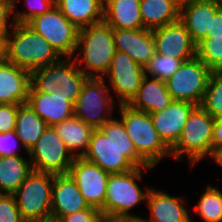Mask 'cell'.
Here are the masks:
<instances>
[{
	"label": "cell",
	"instance_id": "obj_1",
	"mask_svg": "<svg viewBox=\"0 0 222 222\" xmlns=\"http://www.w3.org/2000/svg\"><path fill=\"white\" fill-rule=\"evenodd\" d=\"M82 158L110 174L150 166L137 153L122 121L116 117L93 130L88 149Z\"/></svg>",
	"mask_w": 222,
	"mask_h": 222
},
{
	"label": "cell",
	"instance_id": "obj_2",
	"mask_svg": "<svg viewBox=\"0 0 222 222\" xmlns=\"http://www.w3.org/2000/svg\"><path fill=\"white\" fill-rule=\"evenodd\" d=\"M76 52L74 61L87 77L103 78L116 53L113 28L102 21L79 29Z\"/></svg>",
	"mask_w": 222,
	"mask_h": 222
},
{
	"label": "cell",
	"instance_id": "obj_3",
	"mask_svg": "<svg viewBox=\"0 0 222 222\" xmlns=\"http://www.w3.org/2000/svg\"><path fill=\"white\" fill-rule=\"evenodd\" d=\"M6 61L32 72L58 62L62 57L27 24L15 23L6 37Z\"/></svg>",
	"mask_w": 222,
	"mask_h": 222
},
{
	"label": "cell",
	"instance_id": "obj_4",
	"mask_svg": "<svg viewBox=\"0 0 222 222\" xmlns=\"http://www.w3.org/2000/svg\"><path fill=\"white\" fill-rule=\"evenodd\" d=\"M152 168V166L136 167L125 173L110 174L105 202L100 210L103 217L142 219L141 216L131 214L130 210L142 202L146 203L145 200L147 199L150 186L146 187L145 192L136 182L142 179L143 170H150Z\"/></svg>",
	"mask_w": 222,
	"mask_h": 222
},
{
	"label": "cell",
	"instance_id": "obj_5",
	"mask_svg": "<svg viewBox=\"0 0 222 222\" xmlns=\"http://www.w3.org/2000/svg\"><path fill=\"white\" fill-rule=\"evenodd\" d=\"M215 118L201 106L190 113L177 143L170 149L171 157L176 160L189 159L191 167L205 157L212 159V133Z\"/></svg>",
	"mask_w": 222,
	"mask_h": 222
},
{
	"label": "cell",
	"instance_id": "obj_6",
	"mask_svg": "<svg viewBox=\"0 0 222 222\" xmlns=\"http://www.w3.org/2000/svg\"><path fill=\"white\" fill-rule=\"evenodd\" d=\"M120 120L131 138L137 153L152 167L162 158L170 155V149L164 144L154 127L150 113L120 104Z\"/></svg>",
	"mask_w": 222,
	"mask_h": 222
},
{
	"label": "cell",
	"instance_id": "obj_7",
	"mask_svg": "<svg viewBox=\"0 0 222 222\" xmlns=\"http://www.w3.org/2000/svg\"><path fill=\"white\" fill-rule=\"evenodd\" d=\"M72 59L62 57L56 63L32 71L31 85L38 92L45 94L57 92L74 105L88 77Z\"/></svg>",
	"mask_w": 222,
	"mask_h": 222
},
{
	"label": "cell",
	"instance_id": "obj_8",
	"mask_svg": "<svg viewBox=\"0 0 222 222\" xmlns=\"http://www.w3.org/2000/svg\"><path fill=\"white\" fill-rule=\"evenodd\" d=\"M53 181V173L33 170L13 193L21 216L26 222L51 217Z\"/></svg>",
	"mask_w": 222,
	"mask_h": 222
},
{
	"label": "cell",
	"instance_id": "obj_9",
	"mask_svg": "<svg viewBox=\"0 0 222 222\" xmlns=\"http://www.w3.org/2000/svg\"><path fill=\"white\" fill-rule=\"evenodd\" d=\"M110 90L112 89L106 85V78L88 77L73 106L74 115L94 129L101 128L114 117V96L110 94Z\"/></svg>",
	"mask_w": 222,
	"mask_h": 222
},
{
	"label": "cell",
	"instance_id": "obj_10",
	"mask_svg": "<svg viewBox=\"0 0 222 222\" xmlns=\"http://www.w3.org/2000/svg\"><path fill=\"white\" fill-rule=\"evenodd\" d=\"M58 52L61 57H74L79 29L54 5L46 13L27 23Z\"/></svg>",
	"mask_w": 222,
	"mask_h": 222
},
{
	"label": "cell",
	"instance_id": "obj_11",
	"mask_svg": "<svg viewBox=\"0 0 222 222\" xmlns=\"http://www.w3.org/2000/svg\"><path fill=\"white\" fill-rule=\"evenodd\" d=\"M33 170L68 174L74 157L53 126H48L27 152Z\"/></svg>",
	"mask_w": 222,
	"mask_h": 222
},
{
	"label": "cell",
	"instance_id": "obj_12",
	"mask_svg": "<svg viewBox=\"0 0 222 222\" xmlns=\"http://www.w3.org/2000/svg\"><path fill=\"white\" fill-rule=\"evenodd\" d=\"M212 71L196 56L185 61L166 82L173 100L200 106Z\"/></svg>",
	"mask_w": 222,
	"mask_h": 222
},
{
	"label": "cell",
	"instance_id": "obj_13",
	"mask_svg": "<svg viewBox=\"0 0 222 222\" xmlns=\"http://www.w3.org/2000/svg\"><path fill=\"white\" fill-rule=\"evenodd\" d=\"M108 75V76H107ZM145 76L144 68L138 65L128 54L116 50L111 65L105 74L117 95L116 102L128 104L137 93L141 81Z\"/></svg>",
	"mask_w": 222,
	"mask_h": 222
},
{
	"label": "cell",
	"instance_id": "obj_14",
	"mask_svg": "<svg viewBox=\"0 0 222 222\" xmlns=\"http://www.w3.org/2000/svg\"><path fill=\"white\" fill-rule=\"evenodd\" d=\"M69 174L75 180L88 205L100 211L105 202L110 173L79 157L74 158Z\"/></svg>",
	"mask_w": 222,
	"mask_h": 222
},
{
	"label": "cell",
	"instance_id": "obj_15",
	"mask_svg": "<svg viewBox=\"0 0 222 222\" xmlns=\"http://www.w3.org/2000/svg\"><path fill=\"white\" fill-rule=\"evenodd\" d=\"M157 54L181 59L184 62L196 57V44L179 19L152 30Z\"/></svg>",
	"mask_w": 222,
	"mask_h": 222
},
{
	"label": "cell",
	"instance_id": "obj_16",
	"mask_svg": "<svg viewBox=\"0 0 222 222\" xmlns=\"http://www.w3.org/2000/svg\"><path fill=\"white\" fill-rule=\"evenodd\" d=\"M222 8V0H190L180 5V20L197 45L208 37L212 18Z\"/></svg>",
	"mask_w": 222,
	"mask_h": 222
},
{
	"label": "cell",
	"instance_id": "obj_17",
	"mask_svg": "<svg viewBox=\"0 0 222 222\" xmlns=\"http://www.w3.org/2000/svg\"><path fill=\"white\" fill-rule=\"evenodd\" d=\"M86 209L96 208L88 205L70 174H54L51 193V217L60 219Z\"/></svg>",
	"mask_w": 222,
	"mask_h": 222
},
{
	"label": "cell",
	"instance_id": "obj_18",
	"mask_svg": "<svg viewBox=\"0 0 222 222\" xmlns=\"http://www.w3.org/2000/svg\"><path fill=\"white\" fill-rule=\"evenodd\" d=\"M195 104L173 100L165 110L150 113L154 127L164 144L171 149L178 141L182 129Z\"/></svg>",
	"mask_w": 222,
	"mask_h": 222
},
{
	"label": "cell",
	"instance_id": "obj_19",
	"mask_svg": "<svg viewBox=\"0 0 222 222\" xmlns=\"http://www.w3.org/2000/svg\"><path fill=\"white\" fill-rule=\"evenodd\" d=\"M115 48L128 54L143 68L155 55V41L151 29H113Z\"/></svg>",
	"mask_w": 222,
	"mask_h": 222
},
{
	"label": "cell",
	"instance_id": "obj_20",
	"mask_svg": "<svg viewBox=\"0 0 222 222\" xmlns=\"http://www.w3.org/2000/svg\"><path fill=\"white\" fill-rule=\"evenodd\" d=\"M48 126H55L74 115V105L57 92L45 94L32 85L26 102Z\"/></svg>",
	"mask_w": 222,
	"mask_h": 222
},
{
	"label": "cell",
	"instance_id": "obj_21",
	"mask_svg": "<svg viewBox=\"0 0 222 222\" xmlns=\"http://www.w3.org/2000/svg\"><path fill=\"white\" fill-rule=\"evenodd\" d=\"M146 203L150 218H142L143 222H192L182 197L171 196L163 190L151 187Z\"/></svg>",
	"mask_w": 222,
	"mask_h": 222
},
{
	"label": "cell",
	"instance_id": "obj_22",
	"mask_svg": "<svg viewBox=\"0 0 222 222\" xmlns=\"http://www.w3.org/2000/svg\"><path fill=\"white\" fill-rule=\"evenodd\" d=\"M31 86V72L13 63H0V104H25Z\"/></svg>",
	"mask_w": 222,
	"mask_h": 222
},
{
	"label": "cell",
	"instance_id": "obj_23",
	"mask_svg": "<svg viewBox=\"0 0 222 222\" xmlns=\"http://www.w3.org/2000/svg\"><path fill=\"white\" fill-rule=\"evenodd\" d=\"M172 101L164 80L150 79L145 75L137 93L127 105L135 110L156 113L165 110Z\"/></svg>",
	"mask_w": 222,
	"mask_h": 222
},
{
	"label": "cell",
	"instance_id": "obj_24",
	"mask_svg": "<svg viewBox=\"0 0 222 222\" xmlns=\"http://www.w3.org/2000/svg\"><path fill=\"white\" fill-rule=\"evenodd\" d=\"M62 14L78 29L103 21L104 0H55Z\"/></svg>",
	"mask_w": 222,
	"mask_h": 222
},
{
	"label": "cell",
	"instance_id": "obj_25",
	"mask_svg": "<svg viewBox=\"0 0 222 222\" xmlns=\"http://www.w3.org/2000/svg\"><path fill=\"white\" fill-rule=\"evenodd\" d=\"M141 0H104L103 21L113 29H144Z\"/></svg>",
	"mask_w": 222,
	"mask_h": 222
},
{
	"label": "cell",
	"instance_id": "obj_26",
	"mask_svg": "<svg viewBox=\"0 0 222 222\" xmlns=\"http://www.w3.org/2000/svg\"><path fill=\"white\" fill-rule=\"evenodd\" d=\"M54 128L74 158H82L85 155L94 130L92 126L73 115Z\"/></svg>",
	"mask_w": 222,
	"mask_h": 222
},
{
	"label": "cell",
	"instance_id": "obj_27",
	"mask_svg": "<svg viewBox=\"0 0 222 222\" xmlns=\"http://www.w3.org/2000/svg\"><path fill=\"white\" fill-rule=\"evenodd\" d=\"M178 0H141L140 12L144 28L155 29L180 19Z\"/></svg>",
	"mask_w": 222,
	"mask_h": 222
},
{
	"label": "cell",
	"instance_id": "obj_28",
	"mask_svg": "<svg viewBox=\"0 0 222 222\" xmlns=\"http://www.w3.org/2000/svg\"><path fill=\"white\" fill-rule=\"evenodd\" d=\"M32 171L28 158L0 157V194H13Z\"/></svg>",
	"mask_w": 222,
	"mask_h": 222
},
{
	"label": "cell",
	"instance_id": "obj_29",
	"mask_svg": "<svg viewBox=\"0 0 222 222\" xmlns=\"http://www.w3.org/2000/svg\"><path fill=\"white\" fill-rule=\"evenodd\" d=\"M47 127V123L27 103L19 106L14 131L27 152L37 142Z\"/></svg>",
	"mask_w": 222,
	"mask_h": 222
},
{
	"label": "cell",
	"instance_id": "obj_30",
	"mask_svg": "<svg viewBox=\"0 0 222 222\" xmlns=\"http://www.w3.org/2000/svg\"><path fill=\"white\" fill-rule=\"evenodd\" d=\"M195 210L205 222H222V192L219 188L208 183Z\"/></svg>",
	"mask_w": 222,
	"mask_h": 222
},
{
	"label": "cell",
	"instance_id": "obj_31",
	"mask_svg": "<svg viewBox=\"0 0 222 222\" xmlns=\"http://www.w3.org/2000/svg\"><path fill=\"white\" fill-rule=\"evenodd\" d=\"M196 56L212 72H222V36L204 38L196 45Z\"/></svg>",
	"mask_w": 222,
	"mask_h": 222
},
{
	"label": "cell",
	"instance_id": "obj_32",
	"mask_svg": "<svg viewBox=\"0 0 222 222\" xmlns=\"http://www.w3.org/2000/svg\"><path fill=\"white\" fill-rule=\"evenodd\" d=\"M200 106L212 117L222 116V72H212Z\"/></svg>",
	"mask_w": 222,
	"mask_h": 222
},
{
	"label": "cell",
	"instance_id": "obj_33",
	"mask_svg": "<svg viewBox=\"0 0 222 222\" xmlns=\"http://www.w3.org/2000/svg\"><path fill=\"white\" fill-rule=\"evenodd\" d=\"M183 62L181 59L155 53L144 68L145 75L166 81L179 69Z\"/></svg>",
	"mask_w": 222,
	"mask_h": 222
},
{
	"label": "cell",
	"instance_id": "obj_34",
	"mask_svg": "<svg viewBox=\"0 0 222 222\" xmlns=\"http://www.w3.org/2000/svg\"><path fill=\"white\" fill-rule=\"evenodd\" d=\"M19 0H14V10L17 8L15 4H17ZM27 12L18 11L15 13L14 11V20L15 23L18 24H27L34 17L46 13L52 6L55 5V0H25Z\"/></svg>",
	"mask_w": 222,
	"mask_h": 222
},
{
	"label": "cell",
	"instance_id": "obj_35",
	"mask_svg": "<svg viewBox=\"0 0 222 222\" xmlns=\"http://www.w3.org/2000/svg\"><path fill=\"white\" fill-rule=\"evenodd\" d=\"M0 222H26L13 194H0Z\"/></svg>",
	"mask_w": 222,
	"mask_h": 222
},
{
	"label": "cell",
	"instance_id": "obj_36",
	"mask_svg": "<svg viewBox=\"0 0 222 222\" xmlns=\"http://www.w3.org/2000/svg\"><path fill=\"white\" fill-rule=\"evenodd\" d=\"M13 15H14V1L0 0V36L6 38L7 35L13 29V26L15 25V20ZM10 17L12 23L8 24Z\"/></svg>",
	"mask_w": 222,
	"mask_h": 222
},
{
	"label": "cell",
	"instance_id": "obj_37",
	"mask_svg": "<svg viewBox=\"0 0 222 222\" xmlns=\"http://www.w3.org/2000/svg\"><path fill=\"white\" fill-rule=\"evenodd\" d=\"M19 106L17 104H0V133L15 130Z\"/></svg>",
	"mask_w": 222,
	"mask_h": 222
},
{
	"label": "cell",
	"instance_id": "obj_38",
	"mask_svg": "<svg viewBox=\"0 0 222 222\" xmlns=\"http://www.w3.org/2000/svg\"><path fill=\"white\" fill-rule=\"evenodd\" d=\"M17 141L21 143L14 130L0 133V157L22 156L16 152Z\"/></svg>",
	"mask_w": 222,
	"mask_h": 222
},
{
	"label": "cell",
	"instance_id": "obj_39",
	"mask_svg": "<svg viewBox=\"0 0 222 222\" xmlns=\"http://www.w3.org/2000/svg\"><path fill=\"white\" fill-rule=\"evenodd\" d=\"M103 215L98 209H86L61 217V222H103Z\"/></svg>",
	"mask_w": 222,
	"mask_h": 222
},
{
	"label": "cell",
	"instance_id": "obj_40",
	"mask_svg": "<svg viewBox=\"0 0 222 222\" xmlns=\"http://www.w3.org/2000/svg\"><path fill=\"white\" fill-rule=\"evenodd\" d=\"M222 151V116L216 118L213 124L212 133V159Z\"/></svg>",
	"mask_w": 222,
	"mask_h": 222
},
{
	"label": "cell",
	"instance_id": "obj_41",
	"mask_svg": "<svg viewBox=\"0 0 222 222\" xmlns=\"http://www.w3.org/2000/svg\"><path fill=\"white\" fill-rule=\"evenodd\" d=\"M222 36V8L212 18L211 31L208 37Z\"/></svg>",
	"mask_w": 222,
	"mask_h": 222
},
{
	"label": "cell",
	"instance_id": "obj_42",
	"mask_svg": "<svg viewBox=\"0 0 222 222\" xmlns=\"http://www.w3.org/2000/svg\"><path fill=\"white\" fill-rule=\"evenodd\" d=\"M103 222H143L140 218H113L104 217Z\"/></svg>",
	"mask_w": 222,
	"mask_h": 222
},
{
	"label": "cell",
	"instance_id": "obj_43",
	"mask_svg": "<svg viewBox=\"0 0 222 222\" xmlns=\"http://www.w3.org/2000/svg\"><path fill=\"white\" fill-rule=\"evenodd\" d=\"M6 38L0 36V63L6 60Z\"/></svg>",
	"mask_w": 222,
	"mask_h": 222
},
{
	"label": "cell",
	"instance_id": "obj_44",
	"mask_svg": "<svg viewBox=\"0 0 222 222\" xmlns=\"http://www.w3.org/2000/svg\"><path fill=\"white\" fill-rule=\"evenodd\" d=\"M32 222H61V221L59 219L50 217L43 220H37V221H32Z\"/></svg>",
	"mask_w": 222,
	"mask_h": 222
},
{
	"label": "cell",
	"instance_id": "obj_45",
	"mask_svg": "<svg viewBox=\"0 0 222 222\" xmlns=\"http://www.w3.org/2000/svg\"><path fill=\"white\" fill-rule=\"evenodd\" d=\"M214 163H217L219 166L222 167V151L219 154H217Z\"/></svg>",
	"mask_w": 222,
	"mask_h": 222
},
{
	"label": "cell",
	"instance_id": "obj_46",
	"mask_svg": "<svg viewBox=\"0 0 222 222\" xmlns=\"http://www.w3.org/2000/svg\"><path fill=\"white\" fill-rule=\"evenodd\" d=\"M180 3L186 2V1H190V0H178Z\"/></svg>",
	"mask_w": 222,
	"mask_h": 222
}]
</instances>
